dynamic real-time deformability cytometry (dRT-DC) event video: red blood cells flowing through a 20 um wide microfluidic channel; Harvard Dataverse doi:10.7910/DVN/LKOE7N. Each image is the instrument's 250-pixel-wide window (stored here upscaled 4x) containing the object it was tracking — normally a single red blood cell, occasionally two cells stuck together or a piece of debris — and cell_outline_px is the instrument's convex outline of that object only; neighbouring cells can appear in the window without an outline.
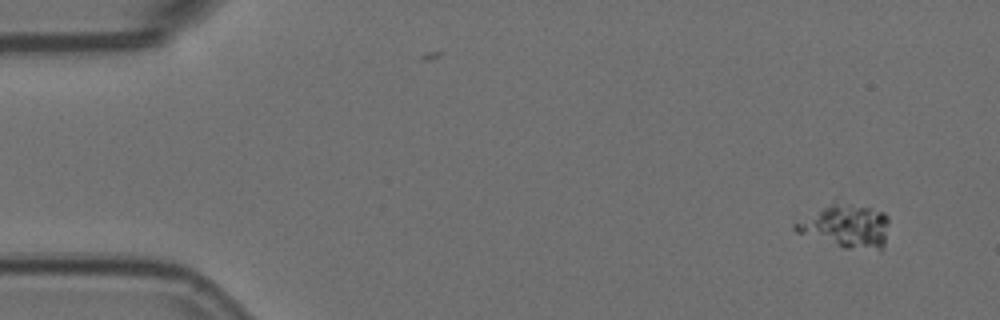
{"species": "Egyptian fruit bat (a non-hibernating species)", "species_latin": "Rousettus aegyptiacus", "temperature_condition": "room temperature", "stored_images_in_passage": 4, "camera_frame_rate_fps": 3000, "um_per_image_px": 0.085, "animal": {"sex": "female"}, "frame": {"image": 1, "passage_image": 1, "time_ms": 0.0, "image_size_px": [1000, 320], "cell_outline_px": [[888, 224], [884, 244], [880, 252], [844, 248], [796, 232], [792, 228], [792, 224], [836, 196], [884, 212], [888, 216]], "centroid_in_image_um": [71.89, 19.14], "position_along_channel_um": 13.1, "area_um2": 25.14}}
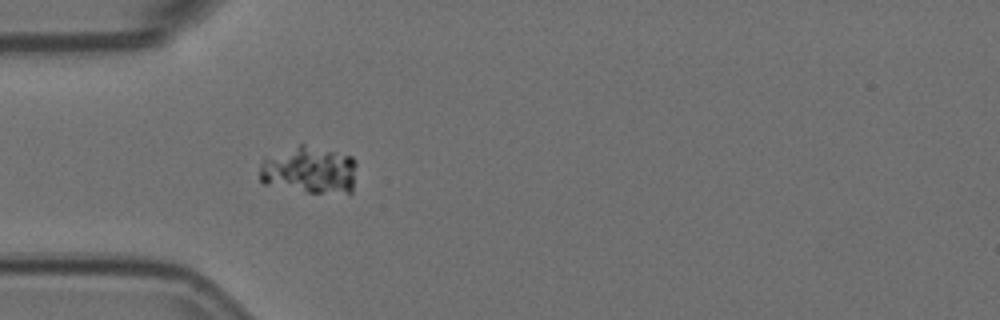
{"frame": {"image": 2, "passage_image": 4, "time_ms": 1.0, "image_size_px": [1000, 320], "cell_outline_px": [[356, 164], [352, 192], [308, 192], [264, 184], [260, 180], [260, 164], [264, 156], [300, 144], [304, 144], [352, 156], [356, 160]], "centroid_in_image_um": [26.26, 14.43], "position_along_channel_um": 58.7, "area_um2": 26.82}}